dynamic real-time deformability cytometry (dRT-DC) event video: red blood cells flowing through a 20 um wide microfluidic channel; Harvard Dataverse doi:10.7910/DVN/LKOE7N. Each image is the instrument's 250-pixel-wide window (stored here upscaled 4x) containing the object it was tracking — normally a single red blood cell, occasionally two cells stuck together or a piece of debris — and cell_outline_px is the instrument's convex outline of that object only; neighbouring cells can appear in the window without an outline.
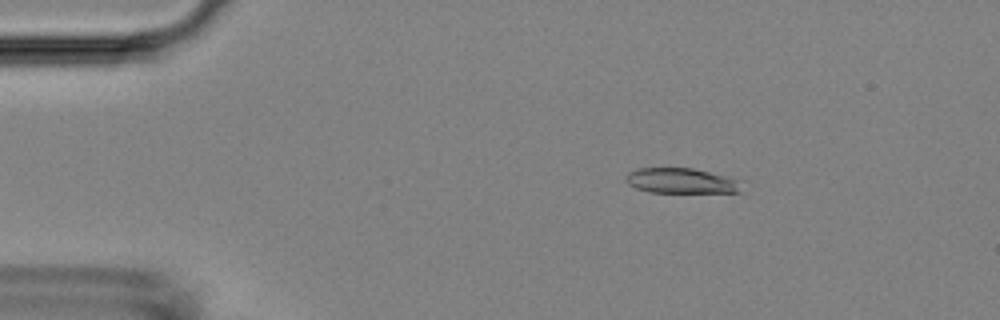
{"species": "Egyptian fruit bat (a non-hibernating species)", "species_latin": "Rousettus aegyptiacus", "temperature_condition": "room temperature", "stored_images_in_passage": 54, "camera_frame_rate_fps": 3000, "um_per_image_px": 0.085, "animal": {"sex": "female"}, "frame": {"image": 1, "passage_image": 9, "time_ms": 2.667, "image_size_px": [1000, 320], "cell_outline_px": [[740, 192], [648, 192], [636, 188], [628, 184], [624, 180], [624, 176], [628, 172], [640, 168], [692, 168], [708, 172], [736, 180]], "centroid_in_image_um": [57.75, 15.37], "position_along_channel_um": 27.3, "area_um2": 16.59}}
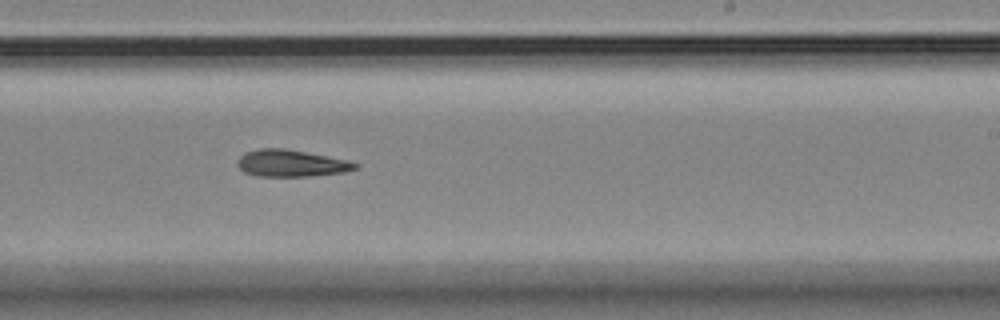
{"frame": {"image": 2, "passage_image": 33, "time_ms": 10.667, "image_size_px": [1000, 320], "cell_outline_px": [[360, 164], [356, 168], [344, 172], [308, 176], [256, 176], [244, 172], [236, 164], [236, 160], [244, 152], [260, 148], [284, 148], [328, 156], [348, 160]], "centroid_in_image_um": [24.71, 13.87], "position_along_channel_um": 264.3, "area_um2": 18.5}}
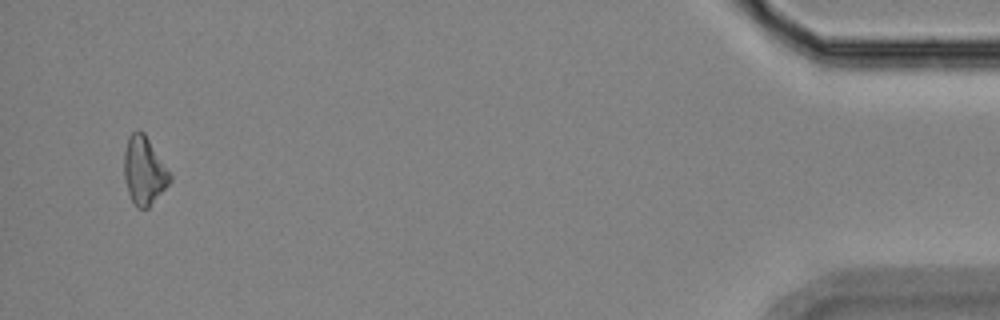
{"frame": {"image": 3, "passage_image": 52, "time_ms": 17.0, "image_size_px": [1000, 320], "cell_outline_px": [[172, 180], [148, 208], [136, 208], [128, 192], [124, 180], [124, 152], [128, 136], [132, 132], [140, 128], [144, 132], [172, 176]], "centroid_in_image_um": [12.23, 14.49], "position_along_channel_um": 423.0, "area_um2": 18.15}, "authors_computed_cell_mechanics": {"area_um2": 18.2937, "velocity_mm_per_s": 3.7239, "shape_relaxation_time_tau1_ms": 5.1693, "shape_relaxation_time_tau2_ms": null, "deformation_change_tau1": 0.1232, "deformation_change_tau2": null}}